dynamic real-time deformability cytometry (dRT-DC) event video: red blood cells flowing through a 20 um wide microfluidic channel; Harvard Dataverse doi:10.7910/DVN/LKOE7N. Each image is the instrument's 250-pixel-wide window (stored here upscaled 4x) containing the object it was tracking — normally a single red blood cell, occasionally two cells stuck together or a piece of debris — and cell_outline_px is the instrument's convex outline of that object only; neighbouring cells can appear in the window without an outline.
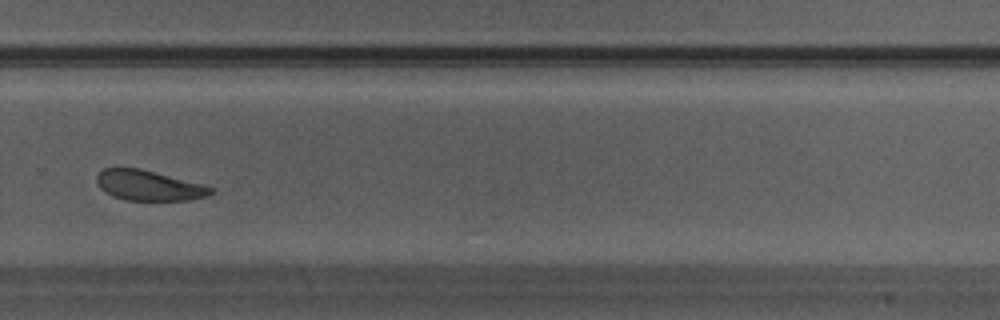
{"species": "Egyptian fruit bat (a non-hibernating species)", "species_latin": "Rousettus aegyptiacus", "temperature_condition": "warm", "stored_images_in_passage": 35, "camera_frame_rate_fps": 3000, "um_per_image_px": 0.085, "animal": {"sex": "male"}, "frame": {"image": 1, "passage_image": 25, "time_ms": 8.0, "image_size_px": [1000, 320], "cell_outline_px": [[216, 192], [208, 196], [188, 200], [124, 200], [112, 196], [104, 192], [100, 188], [96, 180], [96, 176], [104, 168], [140, 168], [216, 188]], "centroid_in_image_um": [12.65, 15.77], "position_along_channel_um": 317.1, "area_um2": 20.11}}